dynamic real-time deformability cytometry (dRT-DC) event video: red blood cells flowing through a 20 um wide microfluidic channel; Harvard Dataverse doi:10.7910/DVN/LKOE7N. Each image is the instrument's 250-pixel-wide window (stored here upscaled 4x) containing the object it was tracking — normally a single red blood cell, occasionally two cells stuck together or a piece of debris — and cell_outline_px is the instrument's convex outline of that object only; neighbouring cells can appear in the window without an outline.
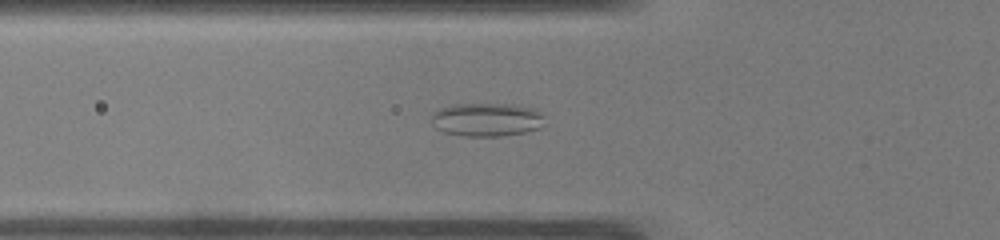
{"species": "common noctule bat (a hibernating species)", "species_latin": "Nyctalus noctula", "temperature_condition": "warm", "stored_images_in_passage": 39, "camera_frame_rate_fps": 3000, "um_per_image_px": 0.085, "animal": {"sex": "male", "body_mass_g": 19.0, "forearm_length_mm": 50.8}, "frame": {"image": 1, "passage_image": 7, "time_ms": 2.0, "image_size_px": [1000, 240], "cell_outline_px": [[544, 116], [540, 128], [524, 132], [500, 136], [464, 136], [444, 132], [436, 128], [432, 124], [432, 112], [440, 108], [452, 104], [512, 104], [532, 108], [540, 112]], "centroid_in_image_um": [41.34, 10.16], "position_along_channel_um": 84.5, "area_um2": 22.08}}
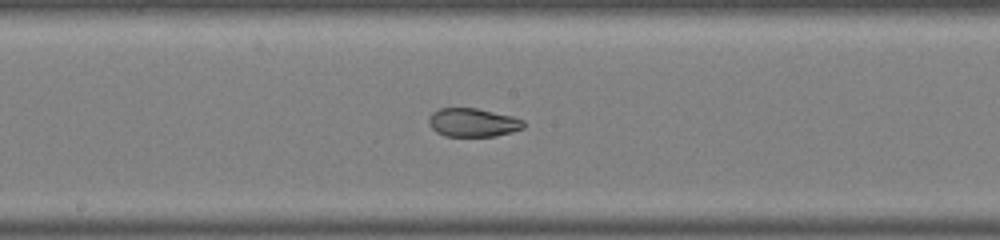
{"frame": {"image": 2, "passage_image": 16, "time_ms": 5.0, "image_size_px": [1000, 240], "cell_outline_px": [[524, 128], [512, 132], [496, 136], [444, 136], [436, 132], [428, 124], [428, 116], [432, 112], [440, 108], [476, 108], [512, 116], [524, 120]], "centroid_in_image_um": [40.18, 10.41], "position_along_channel_um": 208.0, "area_um2": 15.9}}
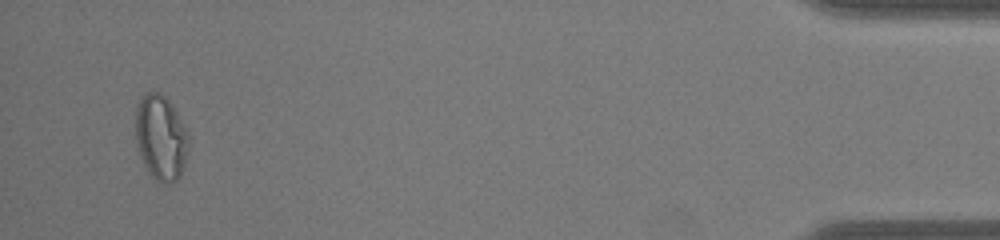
{"frame": {"image": 3, "passage_image": 37, "time_ms": 12.0, "image_size_px": [1000, 240], "cell_outline_px": [[188, 152], [184, 168], [180, 176], [176, 180], [168, 184], [164, 184], [156, 180], [148, 172], [144, 164], [136, 144], [136, 104], [140, 96], [144, 92], [160, 92], [172, 104], [188, 132]], "centroid_in_image_um": [13.67, 11.68], "position_along_channel_um": 421.5, "area_um2": 26.65}, "authors_computed_cell_mechanics": {"area_um2": 19.0162, "velocity_mm_per_s": 4.1159, "shape_relaxation_time_tau1_ms": null, "shape_relaxation_time_tau2_ms": 0.7616, "deformation_change_tau1": null, "deformation_change_tau2": 0.0523}}